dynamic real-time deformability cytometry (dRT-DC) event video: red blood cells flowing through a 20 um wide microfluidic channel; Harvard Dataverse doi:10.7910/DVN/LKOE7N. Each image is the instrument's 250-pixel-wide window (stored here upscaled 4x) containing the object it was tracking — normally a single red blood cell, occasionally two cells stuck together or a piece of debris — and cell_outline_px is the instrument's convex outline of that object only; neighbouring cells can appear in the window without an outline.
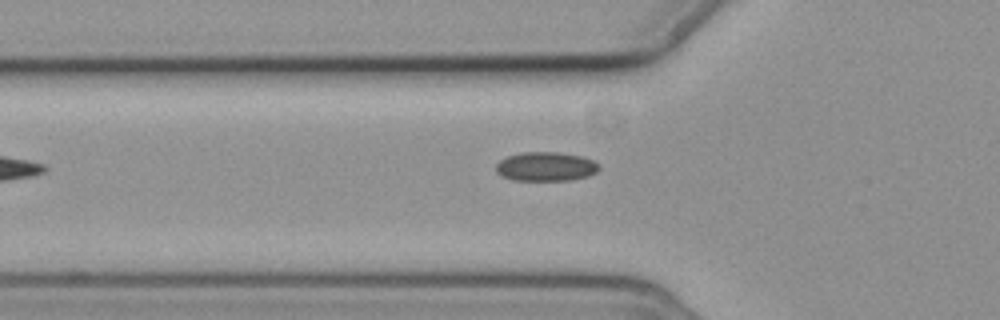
{"species": "common noctule bat (a hibernating species)", "species_latin": "Nyctalus noctula", "temperature_condition": "cold", "stored_images_in_passage": 6, "camera_frame_rate_fps": 3000, "um_per_image_px": 0.085, "animal": {"sex": "female", "body_mass_g": 19.3, "forearm_length_mm": 54.1}, "frame": {"image": 1, "passage_image": 6, "time_ms": 6.0, "image_size_px": [1000, 320], "cell_outline_px": [[600, 168], [596, 172], [588, 176], [572, 180], [512, 180], [496, 172], [496, 164], [500, 160], [508, 156], [520, 152], [560, 152], [580, 156], [596, 160], [600, 164]], "centroid_in_image_um": [46.43, 14.15], "position_along_channel_um": 79.4, "area_um2": 17.63}}